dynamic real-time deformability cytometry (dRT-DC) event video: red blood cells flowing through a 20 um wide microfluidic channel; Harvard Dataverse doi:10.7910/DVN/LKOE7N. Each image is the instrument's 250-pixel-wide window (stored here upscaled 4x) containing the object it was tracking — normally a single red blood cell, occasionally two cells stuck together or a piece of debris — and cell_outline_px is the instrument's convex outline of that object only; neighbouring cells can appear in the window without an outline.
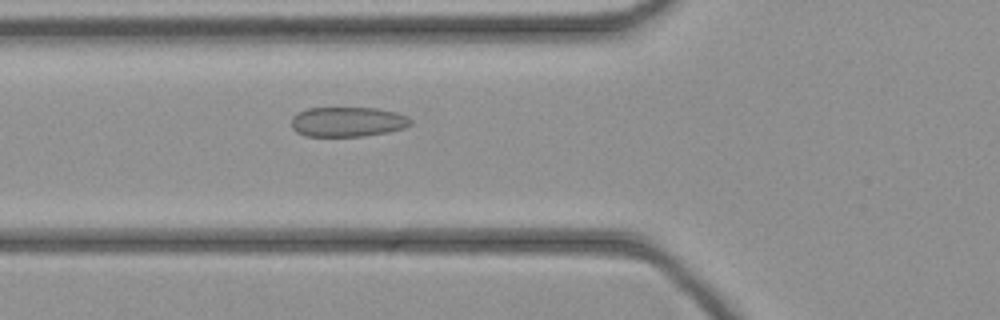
{"species": "common noctule bat (a hibernating species)", "species_latin": "Nyctalus noctula", "temperature_condition": "cold", "stored_images_in_passage": 45, "camera_frame_rate_fps": 3000, "um_per_image_px": 0.085, "animal": {"sex": "female", "body_mass_g": 21.9}, "frame": {"image": 1, "passage_image": 16, "time_ms": 5.0, "image_size_px": [1000, 320], "cell_outline_px": [[412, 124], [404, 128], [388, 132], [364, 136], [304, 136], [296, 132], [292, 128], [292, 116], [308, 108], [380, 108], [396, 112], [408, 116], [412, 120]], "centroid_in_image_um": [29.58, 10.35], "position_along_channel_um": 96.2, "area_um2": 20.87}}
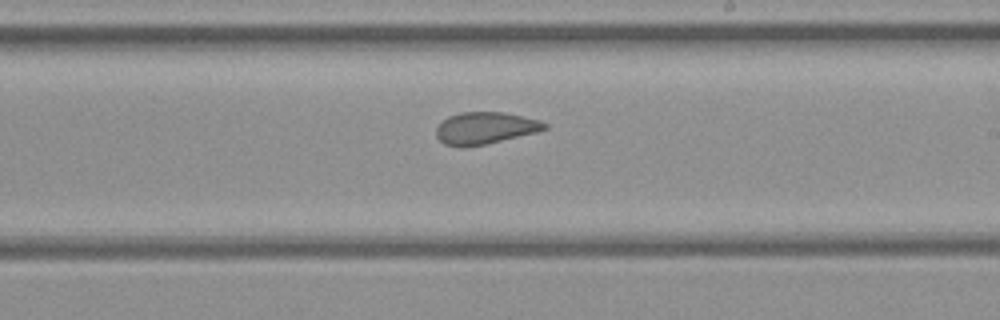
{"frame": {"image": 2, "passage_image": 26, "time_ms": 8.333, "image_size_px": [1000, 320], "cell_outline_px": [[548, 128], [536, 132], [484, 144], [464, 148], [460, 148], [444, 144], [436, 136], [436, 128], [448, 116], [460, 112], [504, 112], [540, 120], [548, 124]], "centroid_in_image_um": [41.22, 10.89], "position_along_channel_um": 247.8, "area_um2": 20.17}}
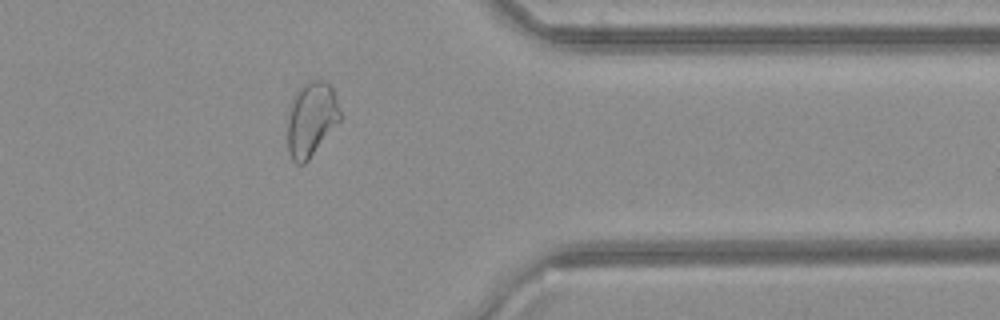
{"frame": {"image": 3, "passage_image": 36, "time_ms": 11.667, "image_size_px": [1000, 320], "cell_outline_px": [[344, 116], [308, 160], [304, 164], [296, 164], [292, 160], [288, 152], [288, 116], [292, 96], [308, 80], [320, 80], [328, 84], [332, 88]], "centroid_in_image_um": [26.47, 10.13], "position_along_channel_um": 384.9, "area_um2": 23.0}}